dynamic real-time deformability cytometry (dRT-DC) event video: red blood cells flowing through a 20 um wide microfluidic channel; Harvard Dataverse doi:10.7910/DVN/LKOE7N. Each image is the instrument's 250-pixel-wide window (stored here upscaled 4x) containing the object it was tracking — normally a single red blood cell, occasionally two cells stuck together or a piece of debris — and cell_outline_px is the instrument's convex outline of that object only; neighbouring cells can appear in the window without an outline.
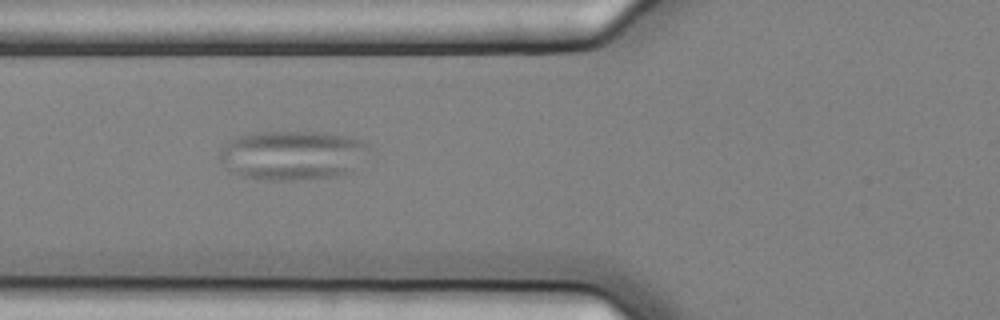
{"species": "common noctule bat (a hibernating species)", "species_latin": "Nyctalus noctula", "temperature_condition": "cold", "stored_images_in_passage": 9, "camera_frame_rate_fps": 3000, "um_per_image_px": 0.085, "animal": {"sex": "female", "body_mass_g": 25.1}, "frame": {"image": 1, "passage_image": 6, "time_ms": 1.667, "image_size_px": [1000, 320], "cell_outline_px": [[368, 144], [352, 172], [336, 176], [296, 180], [264, 180], [244, 176], [232, 172], [220, 160], [220, 152], [224, 144], [228, 140], [240, 136], [256, 132], [324, 132], [348, 136], [360, 140]], "centroid_in_image_um": [24.81, 13.19], "position_along_channel_um": 101.0, "area_um2": 42.54}}
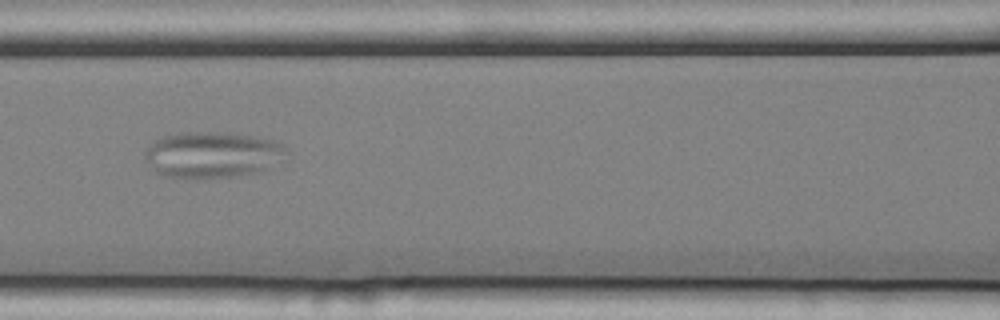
{"frame": {"image": 2, "passage_image": 7, "time_ms": 2.0, "image_size_px": [1000, 320], "cell_outline_px": [[288, 152], [284, 160], [260, 172], [240, 176], [196, 180], [164, 176], [156, 172], [144, 156], [144, 152], [160, 136], [184, 132], [228, 132], [252, 136], [272, 140], [284, 144]], "centroid_in_image_um": [18.09, 13.18], "position_along_channel_um": 148.5, "area_um2": 38.84}}
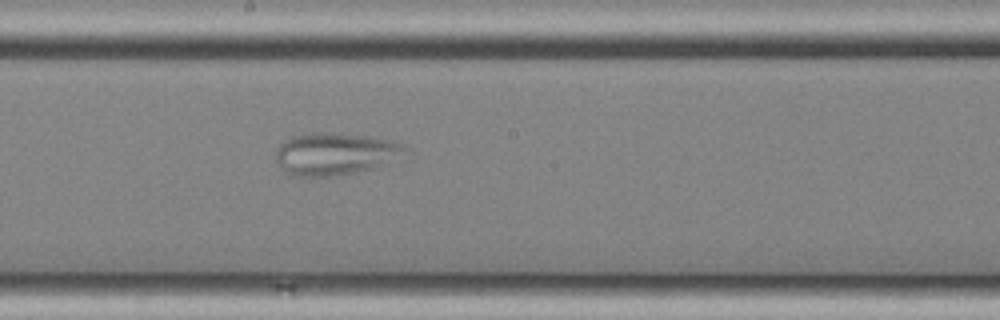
{"frame": {"image": 3, "passage_image": 9, "time_ms": 2.667, "image_size_px": [1000, 320], "cell_outline_px": [[412, 148], [408, 160], [356, 172], [328, 176], [288, 176], [276, 160], [276, 148], [280, 144], [292, 136], [312, 132], [332, 132], [368, 136], [388, 140], [404, 144]], "centroid_in_image_um": [28.65, 13.08], "position_along_channel_um": 219.6, "area_um2": 33.0}}